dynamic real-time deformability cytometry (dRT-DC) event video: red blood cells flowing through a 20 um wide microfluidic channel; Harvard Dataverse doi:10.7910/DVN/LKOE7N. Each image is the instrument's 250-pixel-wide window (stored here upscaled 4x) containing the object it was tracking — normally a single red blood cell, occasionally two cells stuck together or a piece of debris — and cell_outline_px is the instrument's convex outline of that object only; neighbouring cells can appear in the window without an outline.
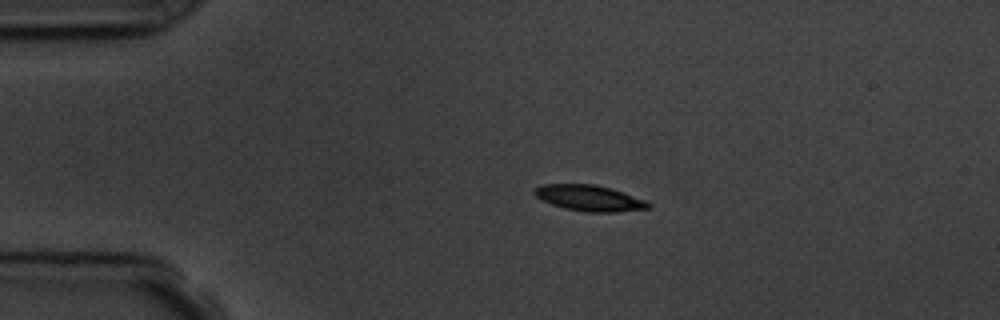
{"species": "common noctule bat (a hibernating species)", "species_latin": "Nyctalus noctula", "temperature_condition": "room temperature", "stored_images_in_passage": 2, "camera_frame_rate_fps": 3000, "um_per_image_px": 0.085, "animal": {"sex": "male", "body_mass_g": 19.5, "forearm_length_mm": 54.6}, "frame": {"image": 1, "passage_image": 1, "time_ms": 0.0, "image_size_px": [1000, 320], "cell_outline_px": [[652, 208], [616, 212], [584, 212], [564, 208], [552, 204], [536, 196], [532, 192], [532, 188], [540, 184], [592, 184], [612, 188], [644, 200], [652, 204]], "centroid_in_image_um": [50.08, 16.83], "position_along_channel_um": 34.9, "area_um2": 17.28}}